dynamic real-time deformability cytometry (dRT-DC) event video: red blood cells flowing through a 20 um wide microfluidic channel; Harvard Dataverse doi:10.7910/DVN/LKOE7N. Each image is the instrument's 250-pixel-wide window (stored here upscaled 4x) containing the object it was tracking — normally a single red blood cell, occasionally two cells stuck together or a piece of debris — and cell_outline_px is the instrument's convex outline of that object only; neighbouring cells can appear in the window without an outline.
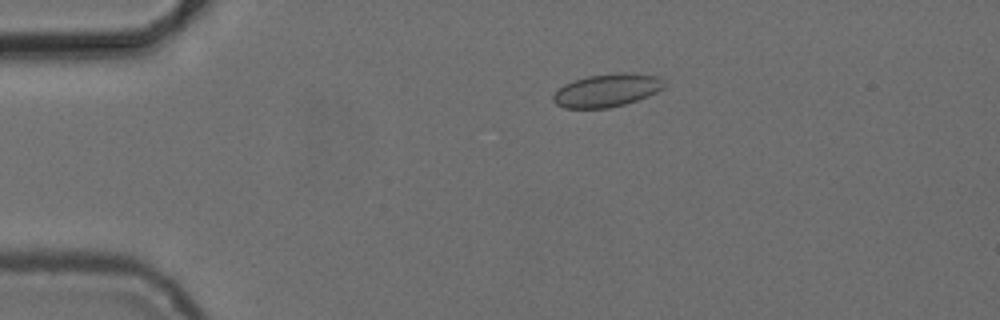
{"species": "common noctule bat (a hibernating species)", "species_latin": "Nyctalus noctula", "temperature_condition": "cold", "stored_images_in_passage": 5, "camera_frame_rate_fps": 3000, "um_per_image_px": 0.085, "animal": {"sex": "female", "body_mass_g": 24.6, "forearm_length_mm": 56.2}, "frame": {"image": 1, "passage_image": 2, "time_ms": 2.0, "image_size_px": [1000, 320], "cell_outline_px": [[664, 88], [648, 96], [624, 104], [608, 108], [564, 108], [556, 104], [552, 100], [552, 96], [564, 84], [588, 76], [620, 72], [656, 76], [664, 80]], "centroid_in_image_um": [51.58, 7.68], "position_along_channel_um": 33.4, "area_um2": 21.1}}
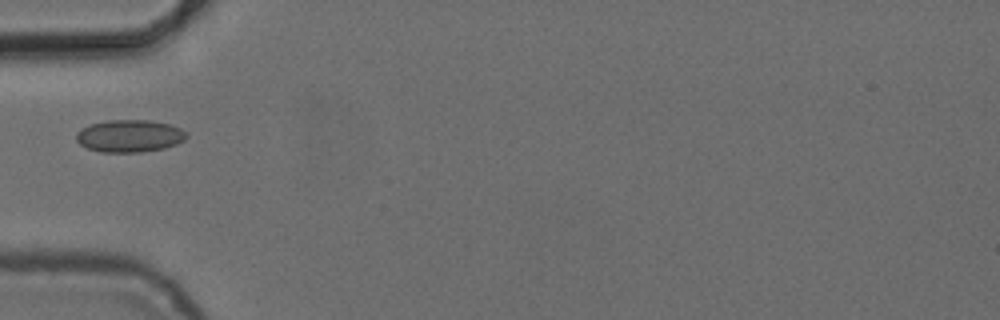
{"frame": {"image": 2, "passage_image": 4, "time_ms": 4.333, "image_size_px": [1000, 320], "cell_outline_px": [[188, 136], [184, 140], [176, 144], [164, 148], [140, 152], [100, 152], [88, 148], [80, 144], [76, 140], [76, 132], [80, 128], [92, 124], [108, 120], [148, 120], [168, 124], [180, 128], [188, 132]], "centroid_in_image_um": [11.01, 11.55], "position_along_channel_um": 74.0, "area_um2": 20.81}}
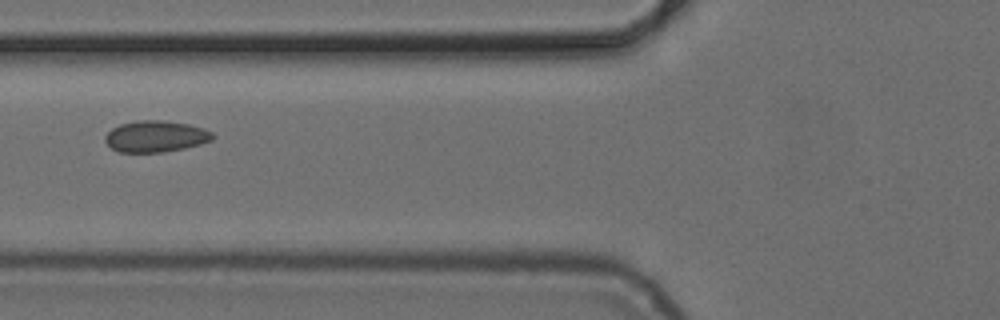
{"frame": {"image": 3, "passage_image": 5, "time_ms": 5.333, "image_size_px": [1000, 320], "cell_outline_px": [[216, 136], [212, 140], [200, 144], [184, 148], [164, 152], [120, 152], [112, 148], [104, 140], [104, 136], [112, 128], [120, 124], [136, 120], [164, 120], [188, 124], [204, 128], [212, 132]], "centroid_in_image_um": [13.24, 11.58], "position_along_channel_um": 112.6, "area_um2": 19.77}}